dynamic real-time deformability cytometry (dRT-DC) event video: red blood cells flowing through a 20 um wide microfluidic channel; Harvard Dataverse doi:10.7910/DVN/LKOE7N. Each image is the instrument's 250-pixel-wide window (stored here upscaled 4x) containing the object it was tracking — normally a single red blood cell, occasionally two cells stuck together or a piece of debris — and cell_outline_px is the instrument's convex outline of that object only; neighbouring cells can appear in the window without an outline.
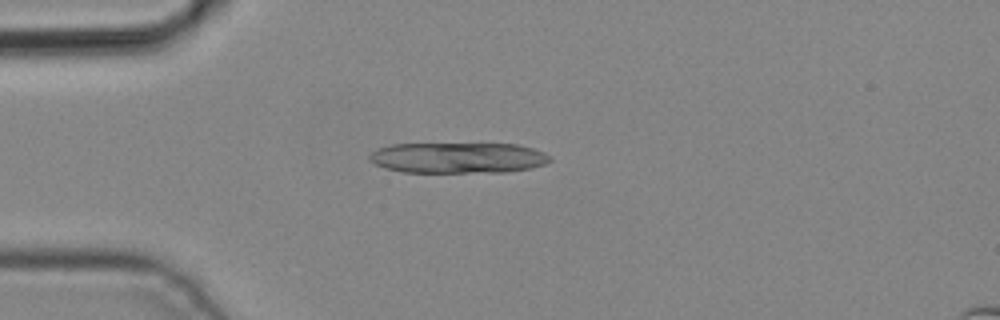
{"species": "common noctule bat (a hibernating species)", "species_latin": "Nyctalus noctula", "temperature_condition": "cold", "stored_images_in_passage": 4, "camera_frame_rate_fps": 3000, "um_per_image_px": 0.085, "animal": {"sex": "male", "body_mass_g": 19.2, "forearm_length_mm": 51.8}, "frame": {"image": 1, "passage_image": 4, "time_ms": 1.0, "image_size_px": [1000, 320], "cell_outline_px": [[552, 160], [544, 164], [532, 168], [508, 172], [400, 172], [384, 168], [368, 160], [368, 156], [376, 148], [392, 144], [516, 144], [532, 148], [544, 152], [552, 156]], "centroid_in_image_um": [38.93, 13.41], "position_along_channel_um": 46.1, "area_um2": 32.6}}